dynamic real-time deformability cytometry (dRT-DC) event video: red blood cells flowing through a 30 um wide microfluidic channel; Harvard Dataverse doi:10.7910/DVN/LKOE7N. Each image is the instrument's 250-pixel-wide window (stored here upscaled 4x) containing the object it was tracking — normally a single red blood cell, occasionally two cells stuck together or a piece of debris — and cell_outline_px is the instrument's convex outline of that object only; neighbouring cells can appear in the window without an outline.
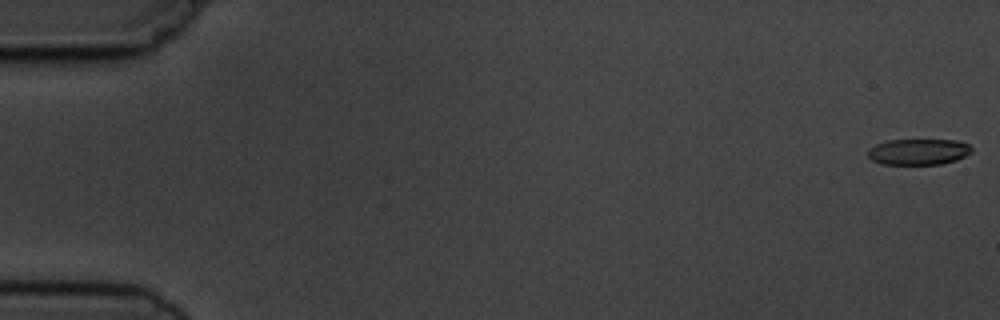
{"species": "common noctule bat (a hibernating species)", "species_latin": "Nyctalus noctula", "temperature_condition": "cold", "stored_images_in_passage": 9, "camera_frame_rate_fps": 3000, "um_per_image_px": 0.085, "animal": {"sex": "male", "body_mass_g": 19.5, "forearm_length_mm": 54.6}, "frame": {"image": 1, "passage_image": 1, "time_ms": 0.0, "image_size_px": [1000, 320], "cell_outline_px": [[972, 152], [956, 160], [940, 164], [884, 164], [872, 160], [868, 156], [868, 148], [876, 144], [888, 140], [956, 140], [968, 144], [972, 148]], "centroid_in_image_um": [78.06, 12.89], "position_along_channel_um": 6.9, "area_um2": 15.66}}
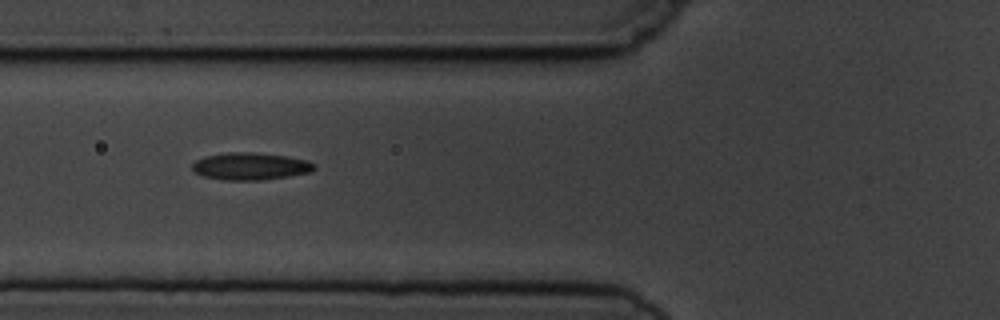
{"frame": {"image": 2, "passage_image": 7, "time_ms": 6.667, "image_size_px": [1000, 320], "cell_outline_px": [[316, 168], [312, 172], [288, 176], [260, 180], [224, 180], [204, 176], [192, 172], [192, 164], [196, 160], [204, 156], [232, 152], [252, 152], [288, 156], [308, 160], [316, 164]], "centroid_in_image_um": [21.3, 14.13], "position_along_channel_um": 104.5, "area_um2": 19.54}}
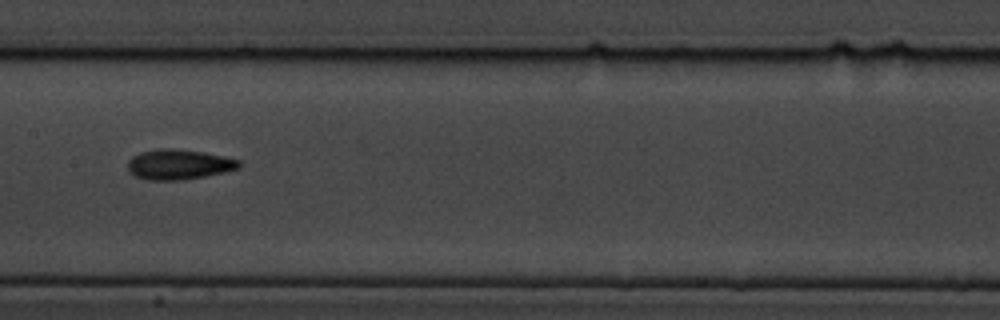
{"frame": {"image": 3, "passage_image": 9, "time_ms": 9.0, "image_size_px": [1000, 320], "cell_outline_px": [[240, 168], [204, 176], [184, 180], [148, 180], [136, 176], [128, 168], [128, 160], [132, 156], [140, 152], [160, 148], [172, 148], [204, 152], [224, 156], [240, 160]], "centroid_in_image_um": [15.2, 13.97], "position_along_channel_um": 192.2, "area_um2": 19.48}}